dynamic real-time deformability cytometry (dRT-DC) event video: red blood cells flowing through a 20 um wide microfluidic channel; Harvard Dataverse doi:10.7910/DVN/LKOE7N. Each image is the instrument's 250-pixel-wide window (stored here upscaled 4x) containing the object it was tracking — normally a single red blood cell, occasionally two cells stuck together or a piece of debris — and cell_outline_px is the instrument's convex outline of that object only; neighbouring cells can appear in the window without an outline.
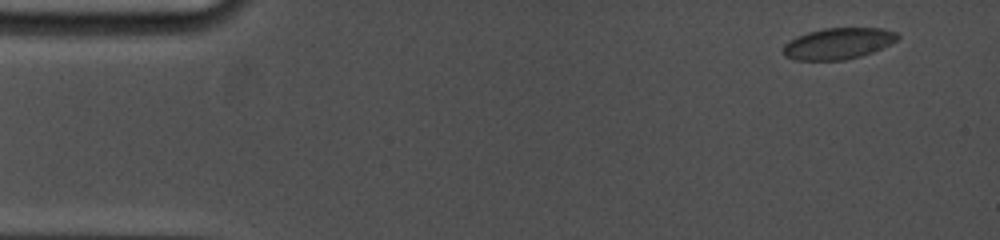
{"species": "common noctule bat (a hibernating species)", "species_latin": "Nyctalus noctula", "temperature_condition": "cold", "stored_images_in_passage": 31, "camera_frame_rate_fps": 5000, "um_per_image_px": 0.085, "animal": {"sex": "female", "body_mass_g": 19.0, "forearm_length_mm": 53.3}, "frame": {"image": 1, "passage_image": 2, "time_ms": 0.6, "image_size_px": [1000, 240], "cell_outline_px": [[900, 36], [896, 40], [872, 52], [860, 56], [844, 60], [796, 60], [784, 56], [784, 44], [808, 32], [824, 28], [880, 28], [896, 32]], "centroid_in_image_um": [71.24, 3.7], "position_along_channel_um": 13.8, "area_um2": 20.46}}
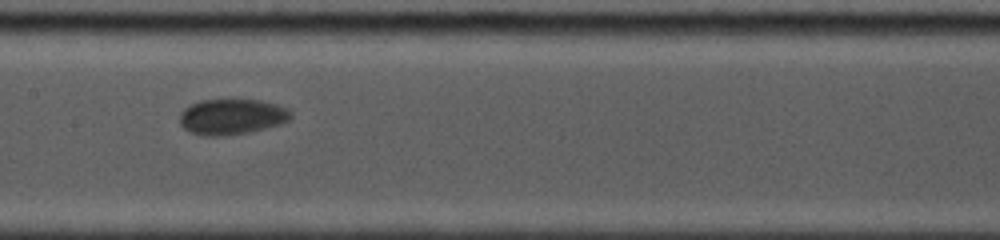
{"frame": {"image": 2, "passage_image": 15, "time_ms": 8.4, "image_size_px": [1000, 240], "cell_outline_px": [[292, 116], [288, 120], [280, 124], [248, 132], [220, 136], [204, 136], [192, 132], [184, 128], [180, 124], [180, 112], [184, 108], [200, 100], [260, 100], [276, 104], [288, 108], [292, 112]], "centroid_in_image_um": [19.7, 9.91], "position_along_channel_um": 187.7, "area_um2": 22.95}}
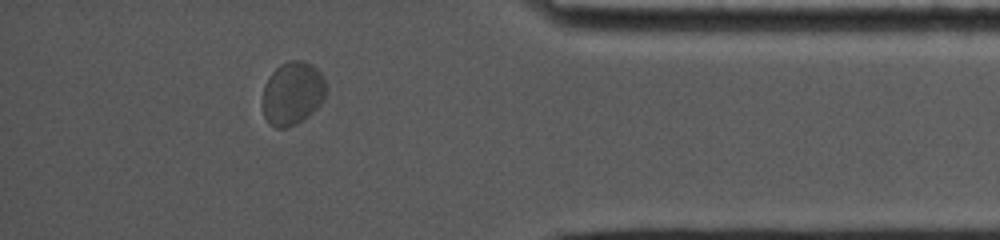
{"frame": {"image": 3, "passage_image": 27, "time_ms": 15.0, "image_size_px": [1000, 240], "cell_outline_px": [[328, 88], [324, 100], [308, 116], [296, 124], [284, 128], [276, 128], [268, 124], [264, 116], [264, 88], [272, 72], [280, 64], [288, 60], [304, 60], [312, 64], [320, 72]], "centroid_in_image_um": [24.9, 7.92], "position_along_channel_um": 410.3, "area_um2": 23.47}}